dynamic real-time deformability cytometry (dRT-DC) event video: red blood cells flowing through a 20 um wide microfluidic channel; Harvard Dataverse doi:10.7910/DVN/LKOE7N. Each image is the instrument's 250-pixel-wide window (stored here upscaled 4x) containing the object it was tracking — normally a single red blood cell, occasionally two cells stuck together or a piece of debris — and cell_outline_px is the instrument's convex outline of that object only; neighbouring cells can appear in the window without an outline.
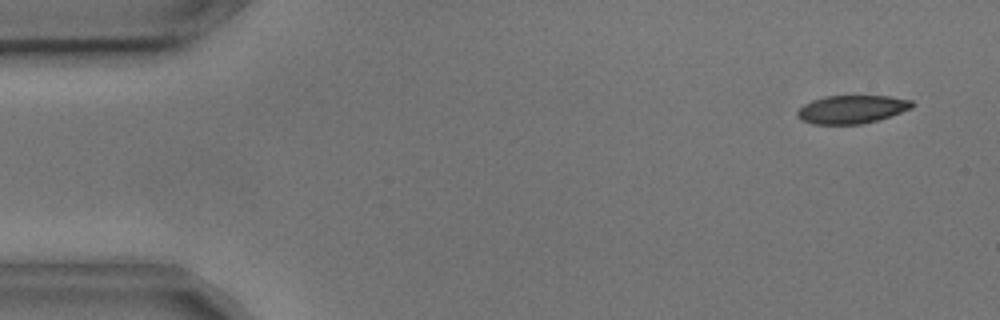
{"species": "common noctule bat (a hibernating species)", "species_latin": "Nyctalus noctula", "temperature_condition": "cold", "stored_images_in_passage": 7, "camera_frame_rate_fps": 3000, "um_per_image_px": 0.085, "animal": {"sex": "male", "body_mass_g": 17.9, "forearm_length_mm": 54.2}, "frame": {"image": 1, "passage_image": 3, "time_ms": 0.667, "image_size_px": [1000, 320], "cell_outline_px": [[916, 104], [912, 108], [876, 120], [860, 124], [812, 124], [800, 120], [796, 116], [796, 112], [804, 104], [812, 100], [824, 96], [888, 96], [912, 100]], "centroid_in_image_um": [72.37, 9.29], "position_along_channel_um": 12.6, "area_um2": 18.84}}